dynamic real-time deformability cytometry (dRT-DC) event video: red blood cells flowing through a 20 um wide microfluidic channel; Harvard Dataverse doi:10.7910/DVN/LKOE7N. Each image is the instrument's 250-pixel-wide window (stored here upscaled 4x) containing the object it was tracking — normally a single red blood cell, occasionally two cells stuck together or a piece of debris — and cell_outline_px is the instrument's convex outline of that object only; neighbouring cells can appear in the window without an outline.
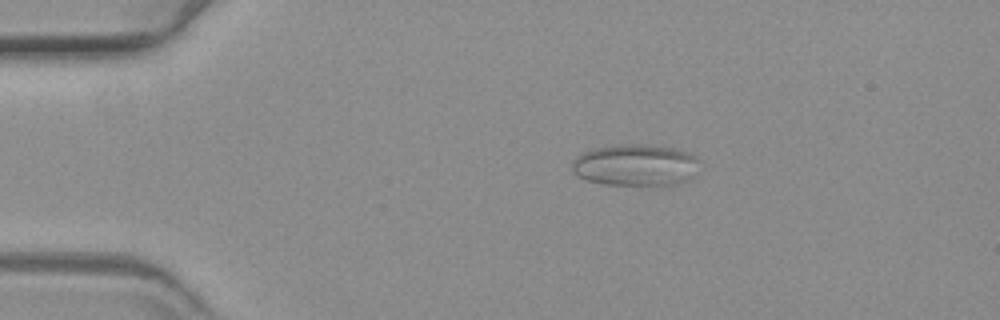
{"species": "common noctule bat (a hibernating species)", "species_latin": "Nyctalus noctula", "temperature_condition": "warm", "stored_images_in_passage": 48, "camera_frame_rate_fps": 3000, "um_per_image_px": 0.085, "animal": {"sex": "female", "body_mass_g": 19.3, "forearm_length_mm": 54.1}, "frame": {"image": 1, "passage_image": 12, "time_ms": 3.667, "image_size_px": [1000, 320], "cell_outline_px": [[700, 160], [688, 180], [680, 184], [668, 188], [656, 188], [604, 184], [588, 180], [576, 176], [572, 172], [572, 160], [584, 152], [596, 148], [620, 144], [644, 144], [672, 148], [688, 152], [696, 156]], "centroid_in_image_um": [54.04, 14.09], "position_along_channel_um": 31.0, "area_um2": 31.91}}
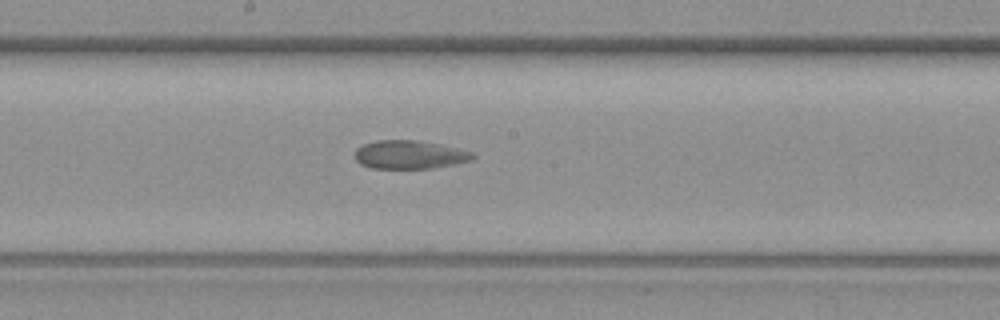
{"frame": {"image": 2, "passage_image": 32, "time_ms": 10.333, "image_size_px": [1000, 320], "cell_outline_px": [[476, 156], [472, 160], [432, 168], [372, 168], [360, 164], [356, 160], [356, 148], [364, 144], [376, 140], [416, 140], [440, 144], [472, 152]], "centroid_in_image_um": [34.8, 13.14], "position_along_channel_um": 213.4, "area_um2": 19.36}}
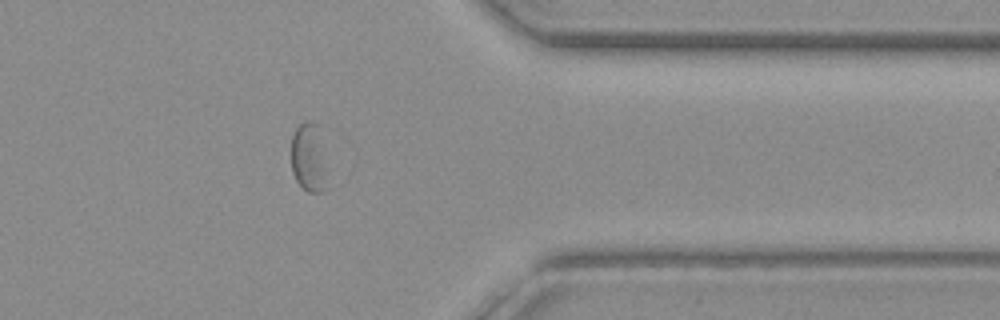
{"frame": {"image": 3, "passage_image": 48, "time_ms": 15.667, "image_size_px": [1000, 320], "cell_outline_px": [[332, 188], [324, 192], [308, 192], [296, 180], [292, 172], [292, 136], [296, 128], [300, 124], [308, 120], [320, 124]], "centroid_in_image_um": [26.37, 13.44], "position_along_channel_um": 385.0, "area_um2": 15.78}}